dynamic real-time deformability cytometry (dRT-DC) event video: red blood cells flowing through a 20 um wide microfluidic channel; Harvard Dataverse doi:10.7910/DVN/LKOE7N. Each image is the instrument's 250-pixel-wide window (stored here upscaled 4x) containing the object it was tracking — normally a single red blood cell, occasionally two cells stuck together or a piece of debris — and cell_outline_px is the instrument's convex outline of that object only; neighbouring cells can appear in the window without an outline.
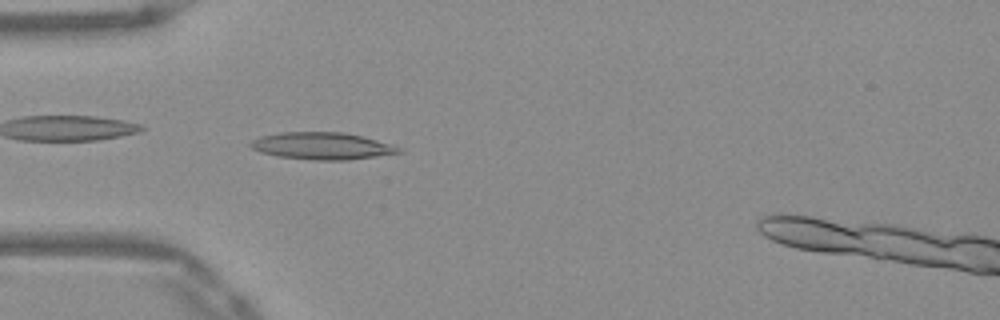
{"species": "Egyptian fruit bat (a non-hibernating species)", "species_latin": "Rousettus aegyptiacus", "temperature_condition": "warm", "stored_images_in_passage": 50, "camera_frame_rate_fps": 3000, "um_per_image_px": 0.085, "frame": {"image": 1, "passage_image": 15, "time_ms": 4.667, "image_size_px": [1000, 320], "cell_outline_px": [[404, 152], [348, 160], [312, 160], [276, 156], [260, 152], [252, 148], [248, 144], [252, 140], [260, 136], [280, 132], [344, 132], [392, 144], [404, 148]], "centroid_in_image_um": [27.38, 12.41], "position_along_channel_um": 57.6, "area_um2": 23.52}}
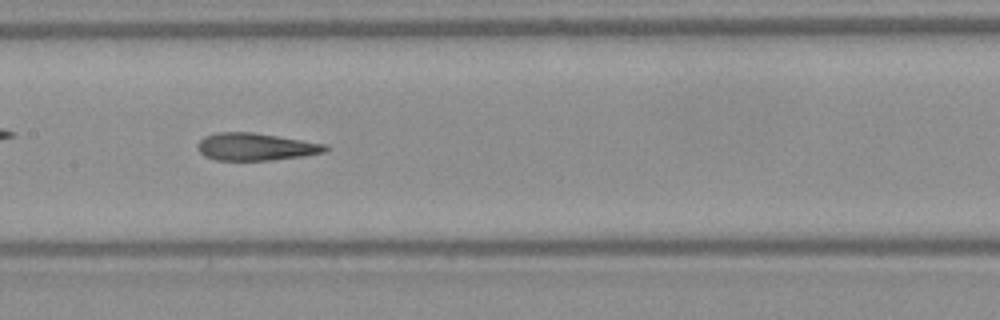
{"frame": {"image": 2, "passage_image": 25, "time_ms": 8.0, "image_size_px": [1000, 320], "cell_outline_px": [[328, 148], [324, 152], [304, 156], [268, 160], [216, 160], [204, 156], [196, 148], [196, 144], [204, 136], [216, 132], [252, 132], [328, 144]], "centroid_in_image_um": [21.7, 12.47], "position_along_channel_um": 185.7, "area_um2": 20.46}}
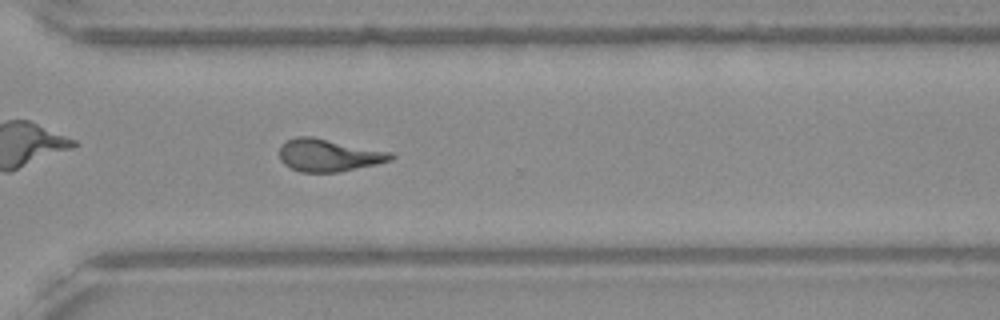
{"frame": {"image": 3, "passage_image": 37, "time_ms": 12.0, "image_size_px": [1000, 320], "cell_outline_px": [[396, 156], [392, 160], [376, 164], [336, 172], [300, 172], [284, 164], [280, 160], [280, 144], [296, 136], [312, 136], [392, 152]], "centroid_in_image_um": [27.93, 13.18], "position_along_channel_um": 342.7, "area_um2": 21.1}}